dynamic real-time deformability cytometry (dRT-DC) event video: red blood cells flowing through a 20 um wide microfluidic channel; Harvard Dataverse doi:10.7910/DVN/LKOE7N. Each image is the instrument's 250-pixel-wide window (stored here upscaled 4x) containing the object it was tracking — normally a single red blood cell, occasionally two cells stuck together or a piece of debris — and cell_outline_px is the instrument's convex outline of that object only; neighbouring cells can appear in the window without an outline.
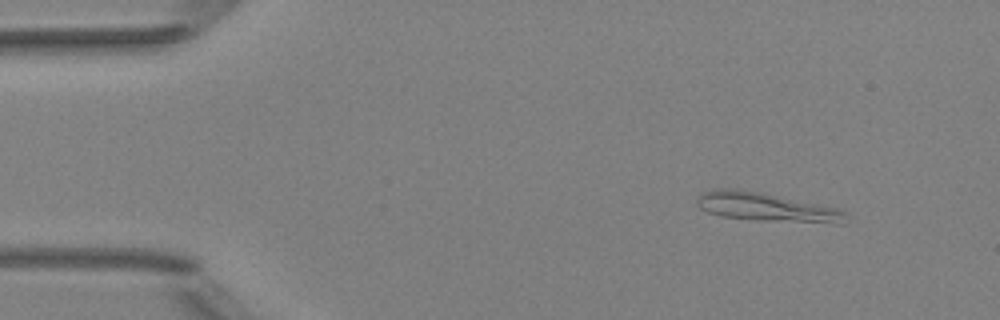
{"species": "Egyptian fruit bat (a non-hibernating species)", "species_latin": "Rousettus aegyptiacus", "temperature_condition": "room temperature", "stored_images_in_passage": 3, "camera_frame_rate_fps": 3000, "um_per_image_px": 0.085, "animal": {"sex": "female"}, "frame": {"image": 1, "passage_image": 1, "time_ms": 0.0, "image_size_px": [1000, 320], "cell_outline_px": [[844, 224], [836, 224], [764, 220], [720, 216], [708, 212], [700, 208], [696, 204], [696, 196], [712, 188], [736, 188], [760, 192], [840, 208], [844, 212]], "centroid_in_image_um": [65.12, 17.59], "position_along_channel_um": 19.9, "area_um2": 24.97}}